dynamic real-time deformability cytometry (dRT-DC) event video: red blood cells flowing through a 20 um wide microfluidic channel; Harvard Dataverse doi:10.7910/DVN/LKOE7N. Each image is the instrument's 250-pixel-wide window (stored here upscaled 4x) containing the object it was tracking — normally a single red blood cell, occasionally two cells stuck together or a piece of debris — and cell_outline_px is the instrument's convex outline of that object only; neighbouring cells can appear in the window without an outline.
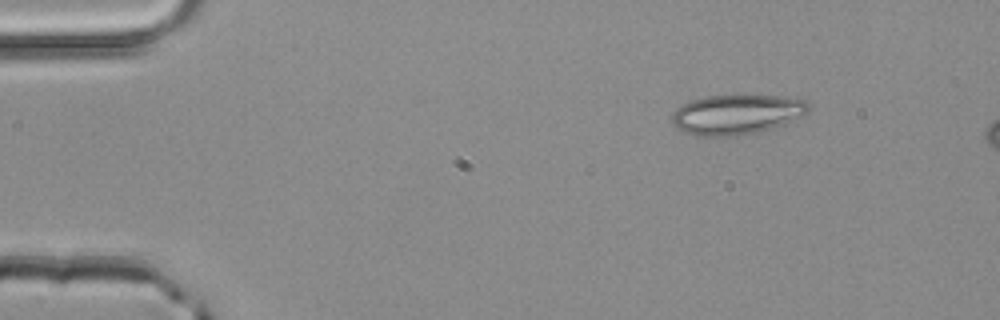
{"species": "common noctule bat (a hibernating species)", "species_latin": "Nyctalus noctula", "temperature_condition": "room temperature", "stored_images_in_passage": 2, "camera_frame_rate_fps": 3000, "um_per_image_px": 0.085, "animal": {"sex": "male", "body_mass_g": 20.4}, "frame": {"image": 1, "passage_image": 1, "time_ms": 0.0, "image_size_px": [1000, 320], "cell_outline_px": [[812, 108], [808, 112], [784, 124], [760, 132], [736, 136], [700, 136], [684, 132], [676, 128], [672, 124], [672, 112], [676, 108], [692, 100], [704, 96], [776, 96], [804, 100]], "centroid_in_image_um": [62.59, 9.74], "position_along_channel_um": 22.4, "area_um2": 31.62}}